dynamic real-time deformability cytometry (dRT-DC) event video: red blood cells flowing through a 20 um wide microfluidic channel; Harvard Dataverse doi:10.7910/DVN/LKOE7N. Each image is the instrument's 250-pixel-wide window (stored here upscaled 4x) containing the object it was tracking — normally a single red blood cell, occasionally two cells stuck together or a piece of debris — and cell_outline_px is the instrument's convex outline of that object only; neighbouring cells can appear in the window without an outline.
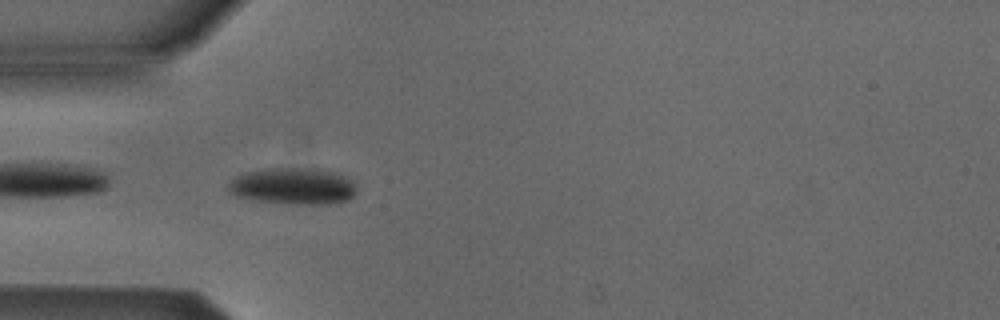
{"species": "Egyptian fruit bat (a non-hibernating species)", "species_latin": "Rousettus aegyptiacus", "temperature_condition": "cold", "stored_images_in_passage": 39, "camera_frame_rate_fps": 3000, "um_per_image_px": 0.085, "animal": {"sex": "male"}, "frame": {"image": 1, "passage_image": 2, "time_ms": 0.333, "image_size_px": [1000, 320], "cell_outline_px": [[356, 192], [348, 200], [336, 204], [292, 204], [256, 200], [236, 196], [228, 188], [228, 184], [236, 176], [248, 172], [268, 168], [320, 168], [344, 176], [352, 180], [356, 188]], "centroid_in_image_um": [24.96, 15.82], "position_along_channel_um": 60.0, "area_um2": 27.34}}
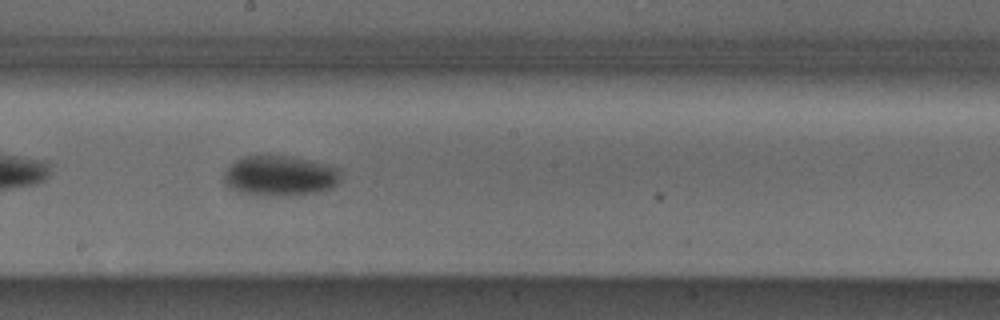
{"frame": {"image": 2, "passage_image": 15, "time_ms": 4.667, "image_size_px": [1000, 320], "cell_outline_px": [[340, 180], [332, 188], [316, 192], [288, 196], [268, 196], [236, 192], [224, 180], [224, 172], [236, 160], [244, 156], [292, 156], [308, 160], [336, 168], [340, 172]], "centroid_in_image_um": [23.78, 14.96], "position_along_channel_um": 224.4, "area_um2": 27.17}}
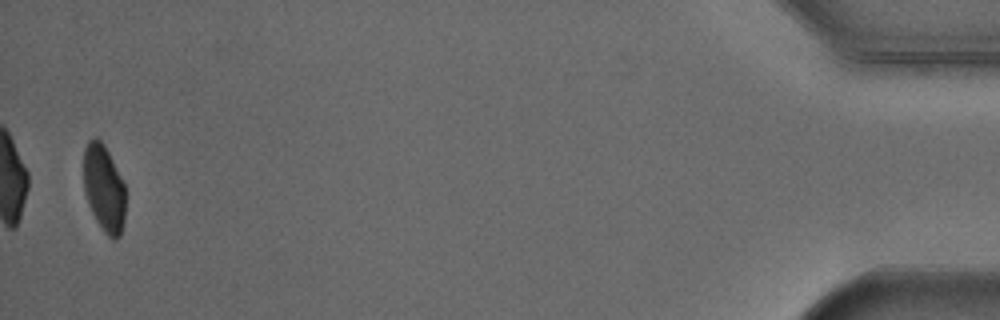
{"frame": {"image": 3, "passage_image": 38, "time_ms": 12.333, "image_size_px": [1000, 320], "cell_outline_px": [[124, 220], [120, 236], [116, 240], [112, 240], [104, 232], [96, 220], [88, 204], [84, 192], [84, 148], [88, 140], [96, 136], [104, 144], [124, 184]], "centroid_in_image_um": [8.82, 16.01], "position_along_channel_um": 426.4, "area_um2": 21.15}, "authors_computed_cell_mechanics": {"area_um2": 25.8366, "velocity_mm_per_s": 3.8584, "shape_relaxation_time_tau1_ms": 4.0318, "shape_relaxation_time_tau2_ms": null, "deformation_change_tau1": 0.1307, "deformation_change_tau2": null}}